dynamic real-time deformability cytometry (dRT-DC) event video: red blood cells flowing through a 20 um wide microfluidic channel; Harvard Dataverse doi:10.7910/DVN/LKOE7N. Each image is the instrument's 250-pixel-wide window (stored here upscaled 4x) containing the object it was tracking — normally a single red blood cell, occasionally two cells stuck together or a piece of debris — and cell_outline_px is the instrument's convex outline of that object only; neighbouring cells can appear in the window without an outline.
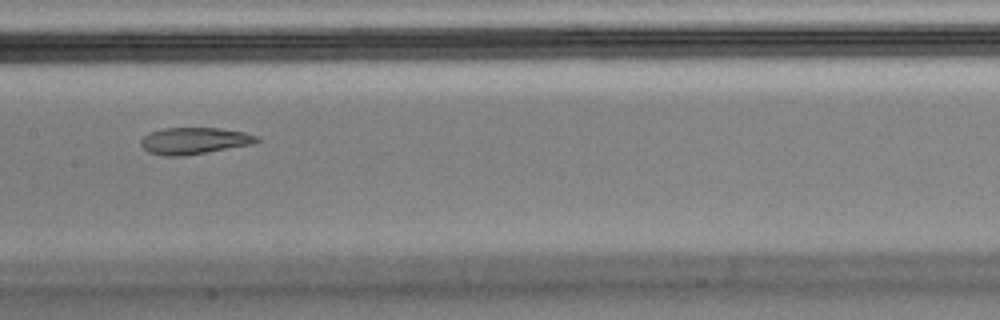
{"species": "Egyptian fruit bat (a non-hibernating species)", "species_latin": "Rousettus aegyptiacus", "temperature_condition": "cold", "stored_images_in_passage": 9, "camera_frame_rate_fps": 3000, "um_per_image_px": 0.085, "animal": {"sex": "male"}, "frame": {"image": 1, "passage_image": 6, "time_ms": 1.667, "image_size_px": [1000, 320], "cell_outline_px": [[260, 140], [256, 144], [184, 156], [164, 156], [148, 152], [140, 144], [140, 140], [144, 136], [152, 132], [164, 128], [220, 128], [244, 132], [260, 136]], "centroid_in_image_um": [16.57, 11.97], "position_along_channel_um": 190.8, "area_um2": 18.21}}
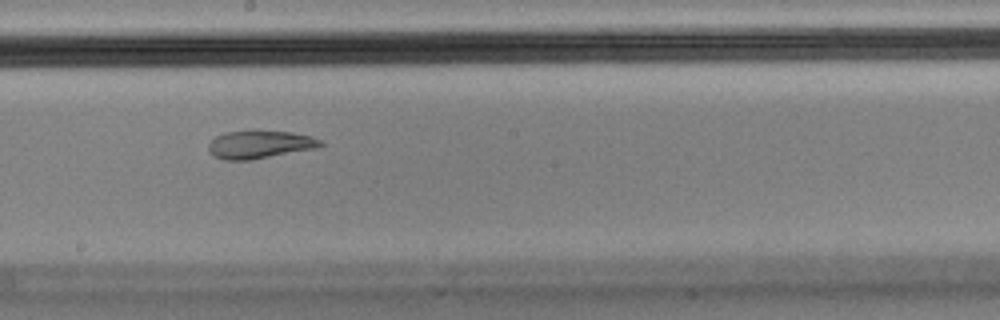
{"frame": {"image": 2, "passage_image": 7, "time_ms": 2.0, "image_size_px": [1000, 320], "cell_outline_px": [[324, 144], [316, 148], [252, 160], [224, 160], [212, 156], [208, 152], [208, 144], [216, 136], [224, 132], [256, 128], [292, 132], [312, 136], [320, 140]], "centroid_in_image_um": [22.04, 12.25], "position_along_channel_um": 226.2, "area_um2": 19.02}}